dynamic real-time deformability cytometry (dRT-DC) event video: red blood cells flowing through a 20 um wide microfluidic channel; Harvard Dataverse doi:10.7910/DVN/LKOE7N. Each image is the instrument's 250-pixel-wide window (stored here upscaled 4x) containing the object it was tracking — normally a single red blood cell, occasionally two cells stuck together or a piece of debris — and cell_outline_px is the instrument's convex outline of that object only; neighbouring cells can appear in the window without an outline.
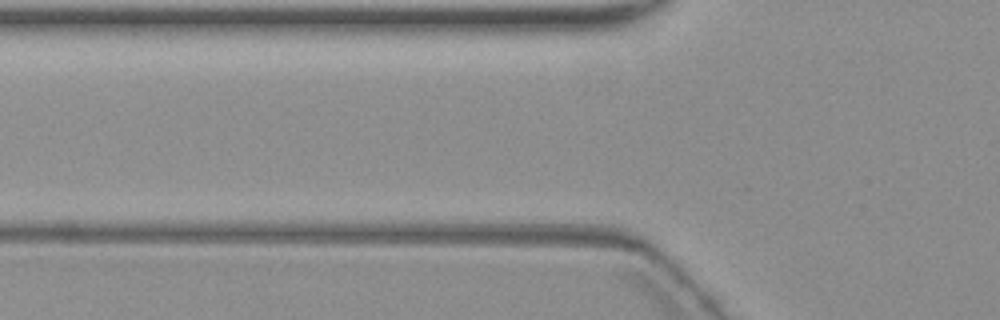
{"species": "common noctule bat (a hibernating species)", "species_latin": "Nyctalus noctula", "temperature_condition": "warm", "stored_images_in_passage": 5, "camera_frame_rate_fps": 3000, "um_per_image_px": 0.085, "animal": {"sex": "female", "body_mass_g": 19.3, "forearm_length_mm": 54.1}, "frame": {"image": 1, "passage_image": 4, "time_ms": 6.333, "image_size_px": [1000, 320], "cell_outline_px": [[636, 248], [632, 252], [628, 252], [452, 244], [448, 240], [480, 236], [616, 244]], "centroid_in_image_um": [45.94, 20.74], "position_along_channel_um": 79.9, "area_um2": 10.46}}